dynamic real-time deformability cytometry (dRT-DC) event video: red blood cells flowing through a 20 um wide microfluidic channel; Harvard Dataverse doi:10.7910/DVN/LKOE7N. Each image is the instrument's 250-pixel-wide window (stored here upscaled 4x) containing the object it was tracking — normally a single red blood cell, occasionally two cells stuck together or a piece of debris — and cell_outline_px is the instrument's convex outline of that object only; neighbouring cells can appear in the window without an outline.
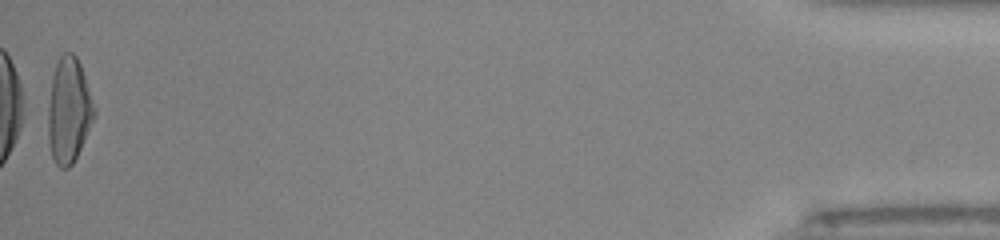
{"species": "human", "species_latin": "Homo sapiens", "temperature_condition": "room temperature", "stored_images_in_passage": 53, "segment_of_instrument_passage": [2, 2], "camera_frame_rate_fps": 3000, "um_per_image_px": 0.085, "donor": {"sex": "male"}, "frame": {"image": 1, "passage_image": 53, "time_ms": 17.333, "image_size_px": [1000, 240], "cell_outline_px": [[96, 116], [72, 164], [68, 168], [60, 168], [56, 164], [52, 156], [48, 136], [48, 104], [52, 76], [56, 64], [60, 56], [64, 52], [72, 52], [76, 56], [80, 64], [96, 108]], "centroid_in_image_um": [5.85, 9.37], "position_along_channel_um": 429.3, "area_um2": 28.26}}